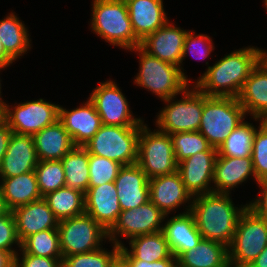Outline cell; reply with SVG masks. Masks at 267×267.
<instances>
[{"label":"cell","mask_w":267,"mask_h":267,"mask_svg":"<svg viewBox=\"0 0 267 267\" xmlns=\"http://www.w3.org/2000/svg\"><path fill=\"white\" fill-rule=\"evenodd\" d=\"M0 267H14V256L7 251L0 250Z\"/></svg>","instance_id":"bcb514c9"},{"label":"cell","mask_w":267,"mask_h":267,"mask_svg":"<svg viewBox=\"0 0 267 267\" xmlns=\"http://www.w3.org/2000/svg\"><path fill=\"white\" fill-rule=\"evenodd\" d=\"M267 246V221L248 206L241 213L228 247L230 267H248Z\"/></svg>","instance_id":"ba28073f"},{"label":"cell","mask_w":267,"mask_h":267,"mask_svg":"<svg viewBox=\"0 0 267 267\" xmlns=\"http://www.w3.org/2000/svg\"><path fill=\"white\" fill-rule=\"evenodd\" d=\"M188 30H182L168 21L164 26L154 33L146 36L140 43V47L148 54L159 58L161 61L180 67L183 76L189 81L188 76L183 72L182 54L184 40Z\"/></svg>","instance_id":"5bb4252c"},{"label":"cell","mask_w":267,"mask_h":267,"mask_svg":"<svg viewBox=\"0 0 267 267\" xmlns=\"http://www.w3.org/2000/svg\"><path fill=\"white\" fill-rule=\"evenodd\" d=\"M92 31L113 46L134 49L141 41L135 36L127 4L117 0H93Z\"/></svg>","instance_id":"3957f363"},{"label":"cell","mask_w":267,"mask_h":267,"mask_svg":"<svg viewBox=\"0 0 267 267\" xmlns=\"http://www.w3.org/2000/svg\"><path fill=\"white\" fill-rule=\"evenodd\" d=\"M117 1H122L124 3H127L129 0H117Z\"/></svg>","instance_id":"9f6ffc18"},{"label":"cell","mask_w":267,"mask_h":267,"mask_svg":"<svg viewBox=\"0 0 267 267\" xmlns=\"http://www.w3.org/2000/svg\"><path fill=\"white\" fill-rule=\"evenodd\" d=\"M21 248V243L16 233L15 220L12 211L9 210L0 216V250L11 253L14 257L18 253L13 247Z\"/></svg>","instance_id":"60d3db41"},{"label":"cell","mask_w":267,"mask_h":267,"mask_svg":"<svg viewBox=\"0 0 267 267\" xmlns=\"http://www.w3.org/2000/svg\"><path fill=\"white\" fill-rule=\"evenodd\" d=\"M121 164L97 155L89 154V186L96 187L107 182H114Z\"/></svg>","instance_id":"74e56055"},{"label":"cell","mask_w":267,"mask_h":267,"mask_svg":"<svg viewBox=\"0 0 267 267\" xmlns=\"http://www.w3.org/2000/svg\"><path fill=\"white\" fill-rule=\"evenodd\" d=\"M58 119L75 146H85L102 126L95 105L89 98L84 104L70 111L59 105Z\"/></svg>","instance_id":"e0dca14e"},{"label":"cell","mask_w":267,"mask_h":267,"mask_svg":"<svg viewBox=\"0 0 267 267\" xmlns=\"http://www.w3.org/2000/svg\"><path fill=\"white\" fill-rule=\"evenodd\" d=\"M5 68H7V67H6V66H2V65H0V71L3 70V69L5 70ZM1 93H2V92H1V79H0V100L3 101L2 97H1Z\"/></svg>","instance_id":"db71d44e"},{"label":"cell","mask_w":267,"mask_h":267,"mask_svg":"<svg viewBox=\"0 0 267 267\" xmlns=\"http://www.w3.org/2000/svg\"><path fill=\"white\" fill-rule=\"evenodd\" d=\"M212 42V39L207 34L195 35L194 30L193 32L188 30L184 40L182 60L188 56V53L194 58L197 57L196 59L199 58V60L208 58L215 48Z\"/></svg>","instance_id":"ab89813d"},{"label":"cell","mask_w":267,"mask_h":267,"mask_svg":"<svg viewBox=\"0 0 267 267\" xmlns=\"http://www.w3.org/2000/svg\"><path fill=\"white\" fill-rule=\"evenodd\" d=\"M38 161L33 136L12 133L0 164V178H11L35 171Z\"/></svg>","instance_id":"ffe728a7"},{"label":"cell","mask_w":267,"mask_h":267,"mask_svg":"<svg viewBox=\"0 0 267 267\" xmlns=\"http://www.w3.org/2000/svg\"><path fill=\"white\" fill-rule=\"evenodd\" d=\"M0 179L6 206L11 211L19 206L27 205L43 198L38 189L35 171Z\"/></svg>","instance_id":"83f0119b"},{"label":"cell","mask_w":267,"mask_h":267,"mask_svg":"<svg viewBox=\"0 0 267 267\" xmlns=\"http://www.w3.org/2000/svg\"><path fill=\"white\" fill-rule=\"evenodd\" d=\"M162 232L169 244L172 255L177 259L189 250L194 249L202 239L197 229L194 215L191 212L177 214L163 225Z\"/></svg>","instance_id":"cb8c5ba5"},{"label":"cell","mask_w":267,"mask_h":267,"mask_svg":"<svg viewBox=\"0 0 267 267\" xmlns=\"http://www.w3.org/2000/svg\"><path fill=\"white\" fill-rule=\"evenodd\" d=\"M129 246V250L124 245L120 247L119 255L124 260H144L151 263L167 258H176L172 255L162 231L134 237L129 240Z\"/></svg>","instance_id":"4316f807"},{"label":"cell","mask_w":267,"mask_h":267,"mask_svg":"<svg viewBox=\"0 0 267 267\" xmlns=\"http://www.w3.org/2000/svg\"><path fill=\"white\" fill-rule=\"evenodd\" d=\"M13 62L15 61L6 53L0 39V65L9 67Z\"/></svg>","instance_id":"c3c4849f"},{"label":"cell","mask_w":267,"mask_h":267,"mask_svg":"<svg viewBox=\"0 0 267 267\" xmlns=\"http://www.w3.org/2000/svg\"><path fill=\"white\" fill-rule=\"evenodd\" d=\"M12 214L20 243L32 234L58 228L59 220L43 198L15 208Z\"/></svg>","instance_id":"44dd1931"},{"label":"cell","mask_w":267,"mask_h":267,"mask_svg":"<svg viewBox=\"0 0 267 267\" xmlns=\"http://www.w3.org/2000/svg\"><path fill=\"white\" fill-rule=\"evenodd\" d=\"M167 216L150 200L136 209L121 211L116 223L108 231V240L122 247L125 244L118 240L120 236L129 240L162 231V222Z\"/></svg>","instance_id":"7c38bea8"},{"label":"cell","mask_w":267,"mask_h":267,"mask_svg":"<svg viewBox=\"0 0 267 267\" xmlns=\"http://www.w3.org/2000/svg\"><path fill=\"white\" fill-rule=\"evenodd\" d=\"M136 164L148 179L177 171L178 163L170 135L158 129L151 131L143 122L139 133Z\"/></svg>","instance_id":"9c48e42d"},{"label":"cell","mask_w":267,"mask_h":267,"mask_svg":"<svg viewBox=\"0 0 267 267\" xmlns=\"http://www.w3.org/2000/svg\"><path fill=\"white\" fill-rule=\"evenodd\" d=\"M250 176L256 181L251 156L236 158L218 153L214 166L213 192L231 194L233 188L245 183Z\"/></svg>","instance_id":"603a6c76"},{"label":"cell","mask_w":267,"mask_h":267,"mask_svg":"<svg viewBox=\"0 0 267 267\" xmlns=\"http://www.w3.org/2000/svg\"><path fill=\"white\" fill-rule=\"evenodd\" d=\"M177 267H230L228 247L202 238L194 249L177 259Z\"/></svg>","instance_id":"f1b7e54d"},{"label":"cell","mask_w":267,"mask_h":267,"mask_svg":"<svg viewBox=\"0 0 267 267\" xmlns=\"http://www.w3.org/2000/svg\"><path fill=\"white\" fill-rule=\"evenodd\" d=\"M259 185L260 194L250 203H248V207L253 210L259 217L265 219L267 221V178H264L257 182Z\"/></svg>","instance_id":"7bdbcfd3"},{"label":"cell","mask_w":267,"mask_h":267,"mask_svg":"<svg viewBox=\"0 0 267 267\" xmlns=\"http://www.w3.org/2000/svg\"><path fill=\"white\" fill-rule=\"evenodd\" d=\"M126 4L133 32L140 41L169 21L163 0H129Z\"/></svg>","instance_id":"d4e9b609"},{"label":"cell","mask_w":267,"mask_h":267,"mask_svg":"<svg viewBox=\"0 0 267 267\" xmlns=\"http://www.w3.org/2000/svg\"><path fill=\"white\" fill-rule=\"evenodd\" d=\"M20 252L47 258H63L58 230H43L28 236L21 243Z\"/></svg>","instance_id":"d6a6232c"},{"label":"cell","mask_w":267,"mask_h":267,"mask_svg":"<svg viewBox=\"0 0 267 267\" xmlns=\"http://www.w3.org/2000/svg\"><path fill=\"white\" fill-rule=\"evenodd\" d=\"M129 267H177V258H167L151 263L141 260H125Z\"/></svg>","instance_id":"ee69618b"},{"label":"cell","mask_w":267,"mask_h":267,"mask_svg":"<svg viewBox=\"0 0 267 267\" xmlns=\"http://www.w3.org/2000/svg\"><path fill=\"white\" fill-rule=\"evenodd\" d=\"M121 211L114 182L88 188L85 194V213L106 231L113 227Z\"/></svg>","instance_id":"d6986e66"},{"label":"cell","mask_w":267,"mask_h":267,"mask_svg":"<svg viewBox=\"0 0 267 267\" xmlns=\"http://www.w3.org/2000/svg\"><path fill=\"white\" fill-rule=\"evenodd\" d=\"M57 230L63 258L95 251L108 239V231L86 213L60 220Z\"/></svg>","instance_id":"30bf717a"},{"label":"cell","mask_w":267,"mask_h":267,"mask_svg":"<svg viewBox=\"0 0 267 267\" xmlns=\"http://www.w3.org/2000/svg\"><path fill=\"white\" fill-rule=\"evenodd\" d=\"M218 151H203L178 163L177 171L192 197L213 192L214 166Z\"/></svg>","instance_id":"9a60e30c"},{"label":"cell","mask_w":267,"mask_h":267,"mask_svg":"<svg viewBox=\"0 0 267 267\" xmlns=\"http://www.w3.org/2000/svg\"><path fill=\"white\" fill-rule=\"evenodd\" d=\"M149 198L165 215L187 202L185 212H190L193 202L178 171L149 179Z\"/></svg>","instance_id":"2e32d148"},{"label":"cell","mask_w":267,"mask_h":267,"mask_svg":"<svg viewBox=\"0 0 267 267\" xmlns=\"http://www.w3.org/2000/svg\"><path fill=\"white\" fill-rule=\"evenodd\" d=\"M256 129L252 123L244 121L229 134L228 138L218 149V153L221 156L228 157H250Z\"/></svg>","instance_id":"836d02e7"},{"label":"cell","mask_w":267,"mask_h":267,"mask_svg":"<svg viewBox=\"0 0 267 267\" xmlns=\"http://www.w3.org/2000/svg\"><path fill=\"white\" fill-rule=\"evenodd\" d=\"M12 130L8 126V123L4 120L0 123V164L8 149L9 140L12 135Z\"/></svg>","instance_id":"f6af8a7d"},{"label":"cell","mask_w":267,"mask_h":267,"mask_svg":"<svg viewBox=\"0 0 267 267\" xmlns=\"http://www.w3.org/2000/svg\"><path fill=\"white\" fill-rule=\"evenodd\" d=\"M140 128L102 124L83 147L89 154L114 160L122 166L136 164Z\"/></svg>","instance_id":"8992f818"},{"label":"cell","mask_w":267,"mask_h":267,"mask_svg":"<svg viewBox=\"0 0 267 267\" xmlns=\"http://www.w3.org/2000/svg\"><path fill=\"white\" fill-rule=\"evenodd\" d=\"M190 212L203 239L217 241L229 247L235 235L241 208L234 206L230 194L210 192L193 197Z\"/></svg>","instance_id":"7a4b0ae2"},{"label":"cell","mask_w":267,"mask_h":267,"mask_svg":"<svg viewBox=\"0 0 267 267\" xmlns=\"http://www.w3.org/2000/svg\"><path fill=\"white\" fill-rule=\"evenodd\" d=\"M65 187L86 194L89 186V153L82 146H75L62 159Z\"/></svg>","instance_id":"4dcf8cb0"},{"label":"cell","mask_w":267,"mask_h":267,"mask_svg":"<svg viewBox=\"0 0 267 267\" xmlns=\"http://www.w3.org/2000/svg\"><path fill=\"white\" fill-rule=\"evenodd\" d=\"M264 57L263 50L254 46L235 50L208 66L193 84L207 96L237 98L244 82Z\"/></svg>","instance_id":"6da1fadb"},{"label":"cell","mask_w":267,"mask_h":267,"mask_svg":"<svg viewBox=\"0 0 267 267\" xmlns=\"http://www.w3.org/2000/svg\"><path fill=\"white\" fill-rule=\"evenodd\" d=\"M263 53H264V55H265V57L267 58V51L265 50H263Z\"/></svg>","instance_id":"6f0895ef"},{"label":"cell","mask_w":267,"mask_h":267,"mask_svg":"<svg viewBox=\"0 0 267 267\" xmlns=\"http://www.w3.org/2000/svg\"><path fill=\"white\" fill-rule=\"evenodd\" d=\"M245 117L244 108L237 98L206 95L198 131L212 147L219 149Z\"/></svg>","instance_id":"277c9868"},{"label":"cell","mask_w":267,"mask_h":267,"mask_svg":"<svg viewBox=\"0 0 267 267\" xmlns=\"http://www.w3.org/2000/svg\"><path fill=\"white\" fill-rule=\"evenodd\" d=\"M253 142L251 157L253 161L256 182L267 178V128L259 122Z\"/></svg>","instance_id":"f35d334b"},{"label":"cell","mask_w":267,"mask_h":267,"mask_svg":"<svg viewBox=\"0 0 267 267\" xmlns=\"http://www.w3.org/2000/svg\"><path fill=\"white\" fill-rule=\"evenodd\" d=\"M112 248L110 252L102 246L92 252L64 257L62 267H109L120 252V247L114 243Z\"/></svg>","instance_id":"8d00e7d4"},{"label":"cell","mask_w":267,"mask_h":267,"mask_svg":"<svg viewBox=\"0 0 267 267\" xmlns=\"http://www.w3.org/2000/svg\"><path fill=\"white\" fill-rule=\"evenodd\" d=\"M109 267H129V266L127 262L120 255H118L109 265Z\"/></svg>","instance_id":"681fc988"},{"label":"cell","mask_w":267,"mask_h":267,"mask_svg":"<svg viewBox=\"0 0 267 267\" xmlns=\"http://www.w3.org/2000/svg\"><path fill=\"white\" fill-rule=\"evenodd\" d=\"M62 260L63 258H47L28 253L19 255L17 253L14 257V267H62Z\"/></svg>","instance_id":"b9f144b4"},{"label":"cell","mask_w":267,"mask_h":267,"mask_svg":"<svg viewBox=\"0 0 267 267\" xmlns=\"http://www.w3.org/2000/svg\"><path fill=\"white\" fill-rule=\"evenodd\" d=\"M114 81L100 83L91 93L89 99L104 125L141 127L143 119L132 115L125 95Z\"/></svg>","instance_id":"4fadbf2b"},{"label":"cell","mask_w":267,"mask_h":267,"mask_svg":"<svg viewBox=\"0 0 267 267\" xmlns=\"http://www.w3.org/2000/svg\"><path fill=\"white\" fill-rule=\"evenodd\" d=\"M9 211L8 207L6 206L4 195L0 186V216L4 213Z\"/></svg>","instance_id":"f907efd6"},{"label":"cell","mask_w":267,"mask_h":267,"mask_svg":"<svg viewBox=\"0 0 267 267\" xmlns=\"http://www.w3.org/2000/svg\"><path fill=\"white\" fill-rule=\"evenodd\" d=\"M4 18L0 20V39L6 53L16 61L30 50L29 31L13 12Z\"/></svg>","instance_id":"f546056e"},{"label":"cell","mask_w":267,"mask_h":267,"mask_svg":"<svg viewBox=\"0 0 267 267\" xmlns=\"http://www.w3.org/2000/svg\"><path fill=\"white\" fill-rule=\"evenodd\" d=\"M114 183L122 211L136 209L150 200L149 179L137 164L122 166Z\"/></svg>","instance_id":"ac0fdd59"},{"label":"cell","mask_w":267,"mask_h":267,"mask_svg":"<svg viewBox=\"0 0 267 267\" xmlns=\"http://www.w3.org/2000/svg\"><path fill=\"white\" fill-rule=\"evenodd\" d=\"M5 115V102L0 100V123L4 121Z\"/></svg>","instance_id":"816d5d0a"},{"label":"cell","mask_w":267,"mask_h":267,"mask_svg":"<svg viewBox=\"0 0 267 267\" xmlns=\"http://www.w3.org/2000/svg\"><path fill=\"white\" fill-rule=\"evenodd\" d=\"M43 199L59 221L85 213V194L78 190L62 187L47 193Z\"/></svg>","instance_id":"1f68e13d"},{"label":"cell","mask_w":267,"mask_h":267,"mask_svg":"<svg viewBox=\"0 0 267 267\" xmlns=\"http://www.w3.org/2000/svg\"><path fill=\"white\" fill-rule=\"evenodd\" d=\"M35 173L42 197L49 192L65 187V174L61 160L38 161Z\"/></svg>","instance_id":"d590c367"},{"label":"cell","mask_w":267,"mask_h":267,"mask_svg":"<svg viewBox=\"0 0 267 267\" xmlns=\"http://www.w3.org/2000/svg\"><path fill=\"white\" fill-rule=\"evenodd\" d=\"M181 94V100L175 101L176 96L162 100L166 107L158 113L155 123L158 130L169 135L199 130L206 95L195 85Z\"/></svg>","instance_id":"52a82bcc"},{"label":"cell","mask_w":267,"mask_h":267,"mask_svg":"<svg viewBox=\"0 0 267 267\" xmlns=\"http://www.w3.org/2000/svg\"><path fill=\"white\" fill-rule=\"evenodd\" d=\"M13 109V110H12ZM59 118V105L42 98L10 106L5 102L4 120L13 133L35 135Z\"/></svg>","instance_id":"8fae6325"},{"label":"cell","mask_w":267,"mask_h":267,"mask_svg":"<svg viewBox=\"0 0 267 267\" xmlns=\"http://www.w3.org/2000/svg\"><path fill=\"white\" fill-rule=\"evenodd\" d=\"M260 121L267 128V115L263 116Z\"/></svg>","instance_id":"f5cc1de1"},{"label":"cell","mask_w":267,"mask_h":267,"mask_svg":"<svg viewBox=\"0 0 267 267\" xmlns=\"http://www.w3.org/2000/svg\"><path fill=\"white\" fill-rule=\"evenodd\" d=\"M170 137L177 163L203 151H218L199 131L178 132L170 134Z\"/></svg>","instance_id":"e575fe53"},{"label":"cell","mask_w":267,"mask_h":267,"mask_svg":"<svg viewBox=\"0 0 267 267\" xmlns=\"http://www.w3.org/2000/svg\"><path fill=\"white\" fill-rule=\"evenodd\" d=\"M246 115L254 121L267 115V58L264 57L253 69L237 97Z\"/></svg>","instance_id":"7402d4cb"},{"label":"cell","mask_w":267,"mask_h":267,"mask_svg":"<svg viewBox=\"0 0 267 267\" xmlns=\"http://www.w3.org/2000/svg\"><path fill=\"white\" fill-rule=\"evenodd\" d=\"M33 140L39 161L61 160L75 147L59 119L33 135Z\"/></svg>","instance_id":"484cf974"},{"label":"cell","mask_w":267,"mask_h":267,"mask_svg":"<svg viewBox=\"0 0 267 267\" xmlns=\"http://www.w3.org/2000/svg\"><path fill=\"white\" fill-rule=\"evenodd\" d=\"M139 54V72L134 83L155 93L161 101L181 94L190 82L183 76L180 67L161 61L140 46L130 49Z\"/></svg>","instance_id":"5b68a950"},{"label":"cell","mask_w":267,"mask_h":267,"mask_svg":"<svg viewBox=\"0 0 267 267\" xmlns=\"http://www.w3.org/2000/svg\"><path fill=\"white\" fill-rule=\"evenodd\" d=\"M248 267H267V246Z\"/></svg>","instance_id":"7dc6e473"},{"label":"cell","mask_w":267,"mask_h":267,"mask_svg":"<svg viewBox=\"0 0 267 267\" xmlns=\"http://www.w3.org/2000/svg\"><path fill=\"white\" fill-rule=\"evenodd\" d=\"M263 2H264V5H265V8L267 10V0H264Z\"/></svg>","instance_id":"11a10c76"}]
</instances>
